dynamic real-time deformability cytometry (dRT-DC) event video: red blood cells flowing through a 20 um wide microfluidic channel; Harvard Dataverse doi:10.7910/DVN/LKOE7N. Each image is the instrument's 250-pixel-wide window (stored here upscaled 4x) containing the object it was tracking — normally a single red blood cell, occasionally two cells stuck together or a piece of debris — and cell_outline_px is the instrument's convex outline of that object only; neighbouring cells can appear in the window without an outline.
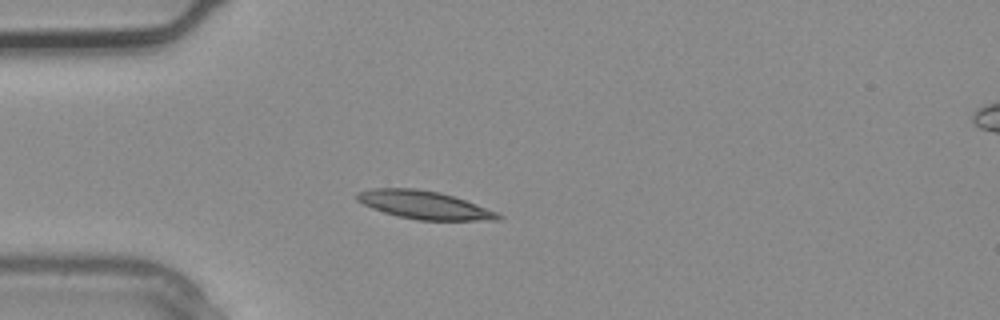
{"species": "common noctule bat (a hibernating species)", "species_latin": "Nyctalus noctula", "temperature_condition": "warm", "stored_images_in_passage": 3, "camera_frame_rate_fps": 3000, "um_per_image_px": 0.085, "animal": {"sex": "male", "body_mass_g": 20.4}, "frame": {"image": 1, "passage_image": 3, "time_ms": 0.667, "image_size_px": [1000, 320], "cell_outline_px": [[504, 216], [500, 220], [416, 220], [396, 216], [372, 208], [356, 200], [356, 192], [372, 188], [416, 188], [440, 192], [476, 204], [496, 212]], "centroid_in_image_um": [36.02, 17.42], "position_along_channel_um": 49.0, "area_um2": 23.06}}